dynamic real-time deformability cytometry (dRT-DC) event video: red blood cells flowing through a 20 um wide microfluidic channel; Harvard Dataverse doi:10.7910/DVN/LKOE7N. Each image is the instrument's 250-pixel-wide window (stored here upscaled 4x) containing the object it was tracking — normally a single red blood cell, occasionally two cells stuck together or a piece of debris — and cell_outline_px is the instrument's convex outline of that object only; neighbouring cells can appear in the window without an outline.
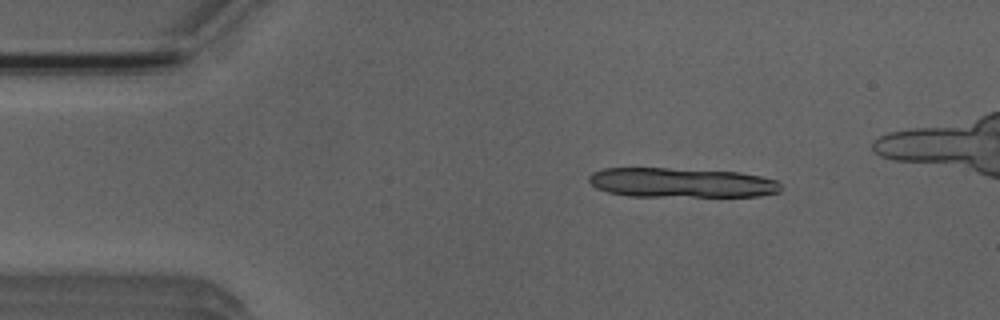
{"species": "Egyptian fruit bat (a non-hibernating species)", "species_latin": "Rousettus aegyptiacus", "temperature_condition": "room temperature", "stored_images_in_passage": 8, "camera_frame_rate_fps": 3000, "um_per_image_px": 0.085, "animal": {"sex": "male"}, "frame": {"image": 1, "passage_image": 2, "time_ms": 2.0, "image_size_px": [1000, 320], "cell_outline_px": [[784, 188], [780, 192], [760, 196], [628, 196], [608, 192], [596, 188], [588, 180], [588, 176], [592, 172], [604, 168], [668, 168], [740, 172], [760, 176], [776, 180]], "centroid_in_image_um": [57.93, 15.53], "position_along_channel_um": 27.1, "area_um2": 33.35}}
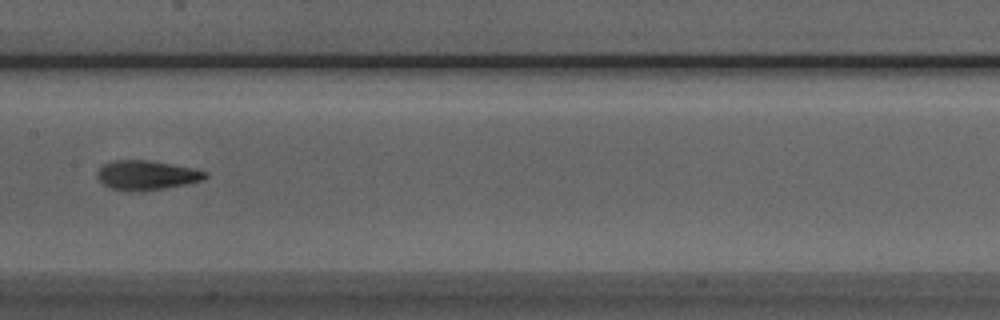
{"frame": {"image": 2, "passage_image": 7, "time_ms": 8.0, "image_size_px": [1000, 320], "cell_outline_px": [[208, 176], [204, 180], [188, 184], [144, 192], [128, 192], [112, 188], [104, 184], [96, 176], [96, 172], [104, 164], [112, 160], [148, 160], [172, 164], [192, 168], [208, 172]], "centroid_in_image_um": [12.48, 14.91], "position_along_channel_um": 194.9, "area_um2": 18.84}}
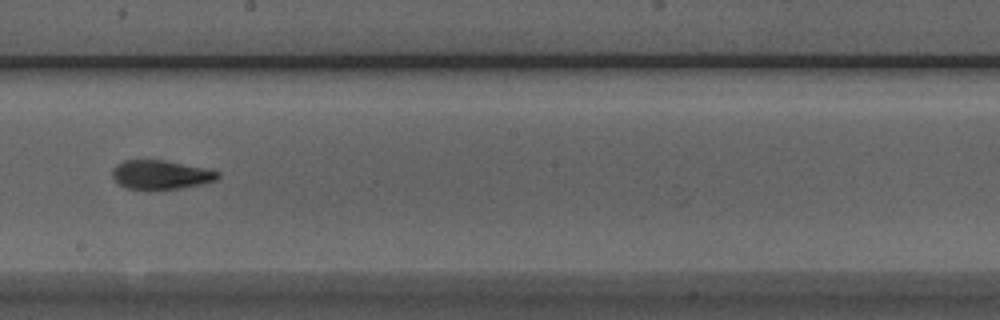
{"frame": {"image": 3, "passage_image": 8, "time_ms": 9.0, "image_size_px": [1000, 320], "cell_outline_px": [[220, 176], [216, 180], [200, 184], [180, 188], [128, 188], [120, 184], [112, 176], [112, 168], [116, 164], [124, 160], [164, 160], [208, 168], [220, 172]], "centroid_in_image_um": [13.69, 14.82], "position_along_channel_um": 234.5, "area_um2": 17.57}}